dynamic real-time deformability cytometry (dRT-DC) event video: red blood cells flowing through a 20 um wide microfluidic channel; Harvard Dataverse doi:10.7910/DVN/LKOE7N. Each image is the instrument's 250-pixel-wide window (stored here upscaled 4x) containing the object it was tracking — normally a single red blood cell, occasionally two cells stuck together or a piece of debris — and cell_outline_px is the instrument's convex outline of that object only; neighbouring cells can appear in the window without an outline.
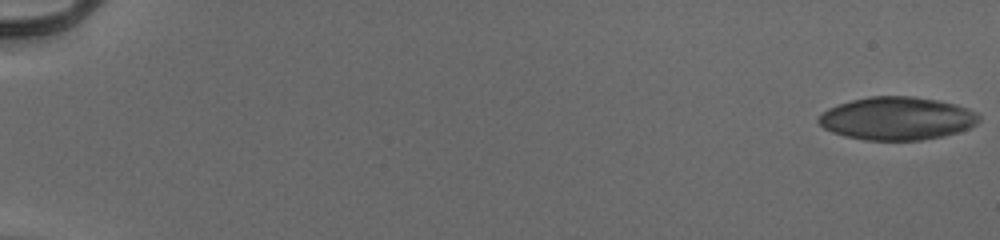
{"species": "human", "species_latin": "Homo sapiens", "temperature_condition": "cold", "stored_images_in_passage": 55, "camera_frame_rate_fps": 3000, "um_per_image_px": 0.085, "donor": {"sex": "male"}, "frame": {"image": 1, "passage_image": 1, "time_ms": 0.0, "image_size_px": [1000, 240], "cell_outline_px": [[980, 120], [976, 124], [968, 128], [944, 136], [920, 140], [864, 140], [844, 136], [832, 132], [824, 128], [816, 120], [828, 108], [852, 100], [872, 96], [912, 96], [936, 100], [956, 104], [968, 108], [976, 112], [980, 116]], "centroid_in_image_um": [76.25, 10.07], "position_along_channel_um": 8.7, "area_um2": 40.11}}
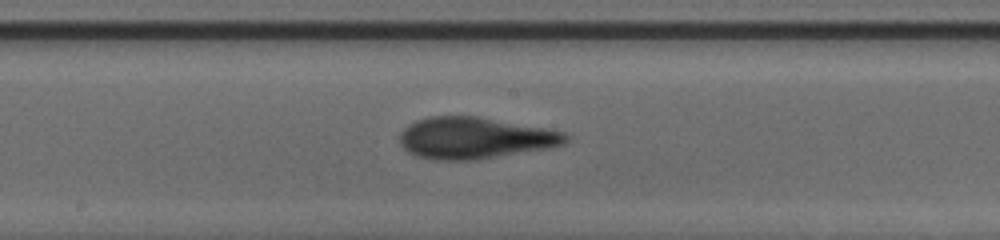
{"frame": {"image": 2, "passage_image": 32, "time_ms": 10.333, "image_size_px": [1000, 240], "cell_outline_px": [[572, 136], [564, 144], [552, 148], [476, 160], [432, 160], [416, 156], [408, 152], [400, 144], [400, 132], [408, 124], [416, 120], [428, 116], [476, 116], [548, 128], [564, 132]], "centroid_in_image_um": [40.39, 11.73], "position_along_channel_um": 207.8, "area_um2": 40.75}}
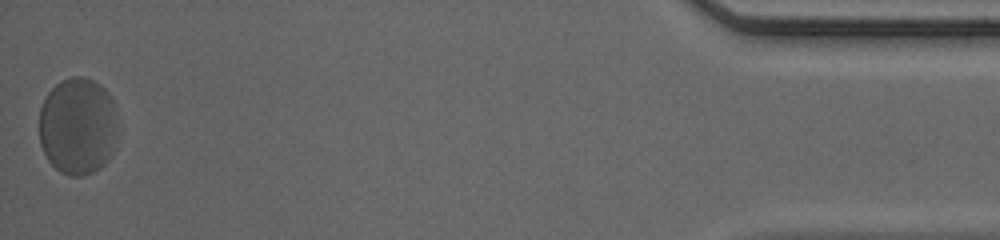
{"frame": {"image": 3, "passage_image": 55, "time_ms": 18.0, "image_size_px": [1000, 240], "cell_outline_px": [[116, 124], [108, 156], [104, 164], [100, 168], [92, 172], [80, 176], [68, 176], [60, 172], [48, 160], [40, 144], [40, 108], [48, 92], [60, 80], [72, 76], [84, 76], [100, 84], [104, 88], [112, 100], [116, 112]], "centroid_in_image_um": [6.56, 10.69], "position_along_channel_um": 428.6, "area_um2": 44.1}, "authors_computed_cell_mechanics": {"area_um2": 39.593, "velocity_mm_per_s": 3.8948, "shape_relaxation_time_tau1_ms": 5.6958, "shape_relaxation_time_tau2_ms": 1.0671, "deformation_change_tau1": 0.1832, "deformation_change_tau2": 0.0813}}